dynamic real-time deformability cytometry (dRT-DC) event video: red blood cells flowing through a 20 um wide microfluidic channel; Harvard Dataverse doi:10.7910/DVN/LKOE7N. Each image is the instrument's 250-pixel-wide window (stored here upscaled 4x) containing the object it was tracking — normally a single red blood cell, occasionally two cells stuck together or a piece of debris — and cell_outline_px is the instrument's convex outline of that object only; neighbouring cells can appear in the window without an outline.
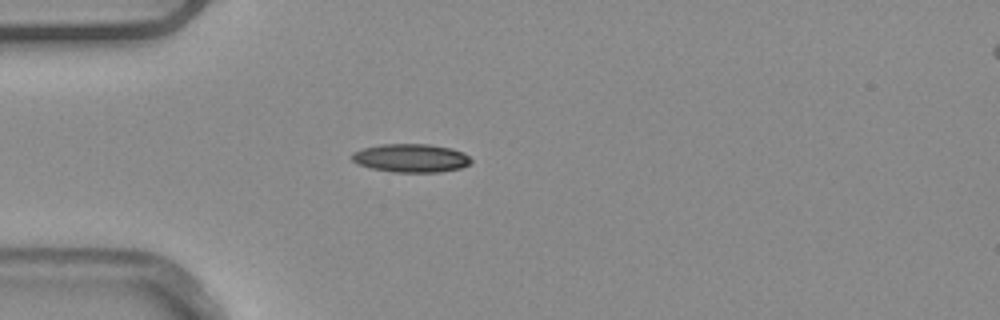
{"species": "common noctule bat (a hibernating species)", "species_latin": "Nyctalus noctula", "temperature_condition": "warm", "stored_images_in_passage": 2, "camera_frame_rate_fps": 3000, "um_per_image_px": 0.085, "animal": {"sex": "male", "body_mass_g": 20.4}, "frame": {"image": 1, "passage_image": 1, "time_ms": 0.0, "image_size_px": [1000, 320], "cell_outline_px": [[472, 160], [468, 164], [460, 168], [440, 172], [392, 172], [372, 168], [356, 164], [352, 160], [352, 152], [364, 148], [380, 144], [428, 144], [452, 148], [464, 152]], "centroid_in_image_um": [34.92, 13.43], "position_along_channel_um": 50.1, "area_um2": 19.77}}